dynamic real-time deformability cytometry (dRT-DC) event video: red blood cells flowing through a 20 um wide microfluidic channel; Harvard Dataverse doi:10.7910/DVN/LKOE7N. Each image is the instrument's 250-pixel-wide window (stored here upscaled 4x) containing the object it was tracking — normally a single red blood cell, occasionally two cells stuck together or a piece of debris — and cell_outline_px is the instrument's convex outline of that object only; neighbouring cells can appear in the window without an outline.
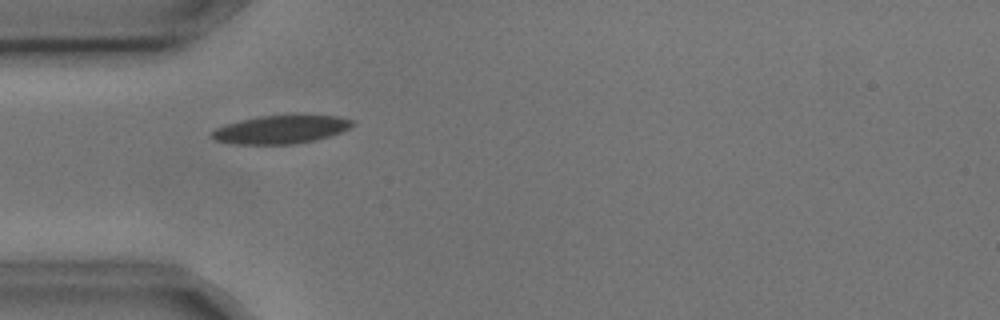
{"species": "common noctule bat (a hibernating species)", "species_latin": "Nyctalus noctula", "temperature_condition": "cold", "stored_images_in_passage": 5, "camera_frame_rate_fps": 3000, "um_per_image_px": 0.085, "animal": {"sex": "male", "body_mass_g": 17.9, "forearm_length_mm": 54.2}, "frame": {"image": 1, "passage_image": 4, "time_ms": 1.0, "image_size_px": [1000, 320], "cell_outline_px": [[356, 124], [340, 132], [316, 140], [296, 144], [232, 144], [212, 140], [208, 136], [208, 132], [216, 128], [228, 124], [260, 116], [336, 116], [356, 120]], "centroid_in_image_um": [23.83, 11.03], "position_along_channel_um": 61.2, "area_um2": 23.06}}